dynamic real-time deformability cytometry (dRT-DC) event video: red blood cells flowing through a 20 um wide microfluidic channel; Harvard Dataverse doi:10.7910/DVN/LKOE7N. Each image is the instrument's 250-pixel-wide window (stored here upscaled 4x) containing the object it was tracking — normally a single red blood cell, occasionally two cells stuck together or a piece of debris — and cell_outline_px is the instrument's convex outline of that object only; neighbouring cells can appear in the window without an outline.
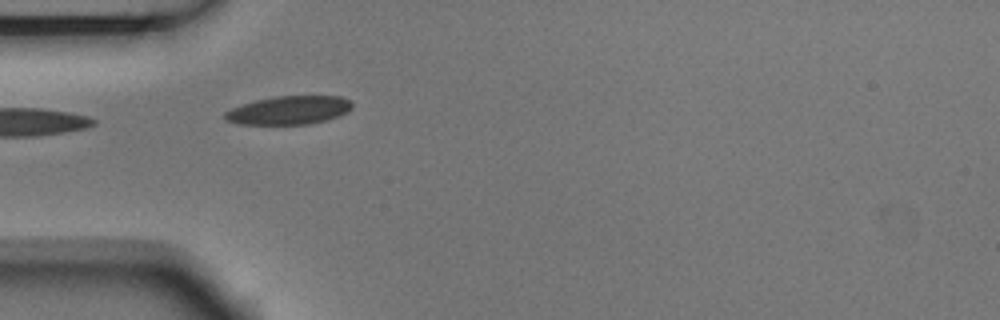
{"species": "Egyptian fruit bat (a non-hibernating species)", "species_latin": "Rousettus aegyptiacus", "temperature_condition": "room temperature", "stored_images_in_passage": 4, "camera_frame_rate_fps": 3000, "um_per_image_px": 0.085, "animal": {"sex": "male"}, "frame": {"image": 1, "passage_image": 2, "time_ms": 0.333, "image_size_px": [1000, 320], "cell_outline_px": [[352, 108], [348, 112], [324, 120], [308, 124], [236, 124], [224, 120], [224, 112], [232, 108], [256, 100], [276, 96], [340, 96], [352, 100]], "centroid_in_image_um": [24.55, 9.36], "position_along_channel_um": 60.4, "area_um2": 21.04}}
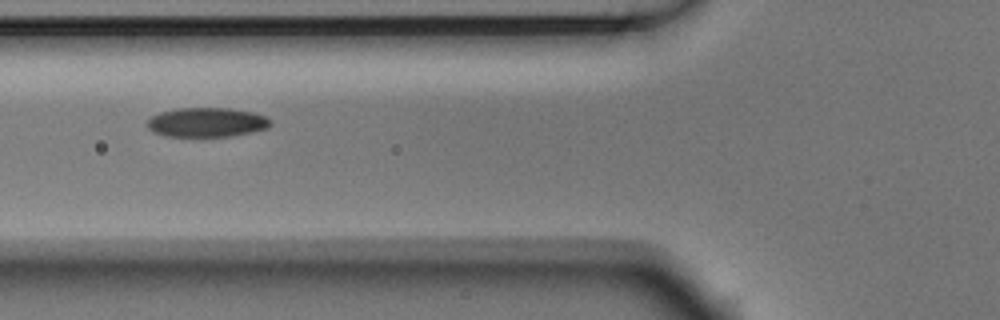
{"frame": {"image": 2, "passage_image": 3, "time_ms": 0.667, "image_size_px": [1000, 320], "cell_outline_px": [[272, 124], [268, 128], [252, 132], [232, 136], [164, 136], [152, 132], [144, 124], [152, 116], [160, 112], [180, 108], [232, 108], [252, 112], [268, 116], [272, 120]], "centroid_in_image_um": [17.59, 10.39], "position_along_channel_um": 108.2, "area_um2": 21.39}}
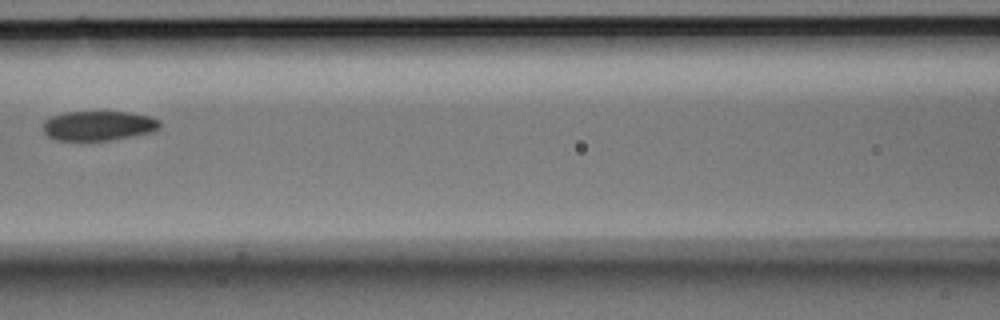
{"frame": {"image": 3, "passage_image": 4, "time_ms": 1.0, "image_size_px": [1000, 320], "cell_outline_px": [[160, 128], [152, 132], [112, 140], [56, 140], [48, 136], [44, 132], [44, 120], [52, 116], [64, 112], [128, 112], [148, 116], [160, 120]], "centroid_in_image_um": [8.37, 10.68], "position_along_channel_um": 158.2, "area_um2": 20.11}}